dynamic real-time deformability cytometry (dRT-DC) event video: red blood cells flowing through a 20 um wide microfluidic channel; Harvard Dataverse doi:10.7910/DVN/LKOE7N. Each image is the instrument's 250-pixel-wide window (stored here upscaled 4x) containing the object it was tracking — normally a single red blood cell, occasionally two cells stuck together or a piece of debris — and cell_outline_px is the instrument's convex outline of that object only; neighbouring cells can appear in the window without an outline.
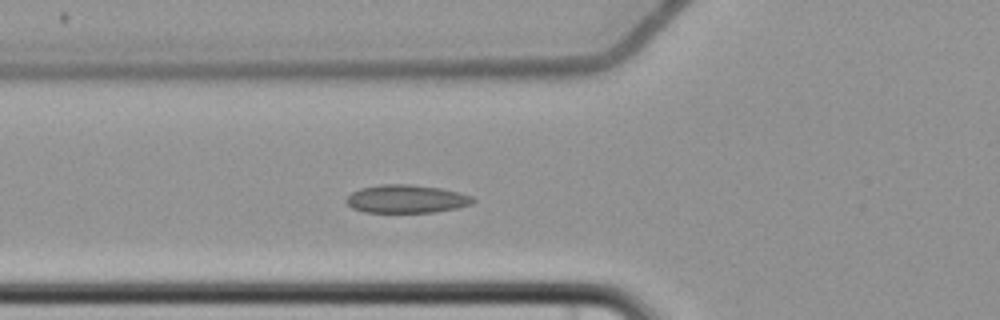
{"species": "common noctule bat (a hibernating species)", "species_latin": "Nyctalus noctula", "temperature_condition": "cold", "stored_images_in_passage": 6, "camera_frame_rate_fps": 3000, "um_per_image_px": 0.085, "animal": {"sex": "female", "body_mass_g": 22.7, "forearm_length_mm": 54.2}, "frame": {"image": 1, "passage_image": 6, "time_ms": 6.667, "image_size_px": [1000, 320], "cell_outline_px": [[476, 200], [472, 204], [456, 208], [432, 212], [364, 212], [352, 208], [344, 200], [352, 192], [360, 188], [380, 184], [412, 184], [440, 188], [472, 196]], "centroid_in_image_um": [34.52, 16.9], "position_along_channel_um": 91.3, "area_um2": 20.75}}